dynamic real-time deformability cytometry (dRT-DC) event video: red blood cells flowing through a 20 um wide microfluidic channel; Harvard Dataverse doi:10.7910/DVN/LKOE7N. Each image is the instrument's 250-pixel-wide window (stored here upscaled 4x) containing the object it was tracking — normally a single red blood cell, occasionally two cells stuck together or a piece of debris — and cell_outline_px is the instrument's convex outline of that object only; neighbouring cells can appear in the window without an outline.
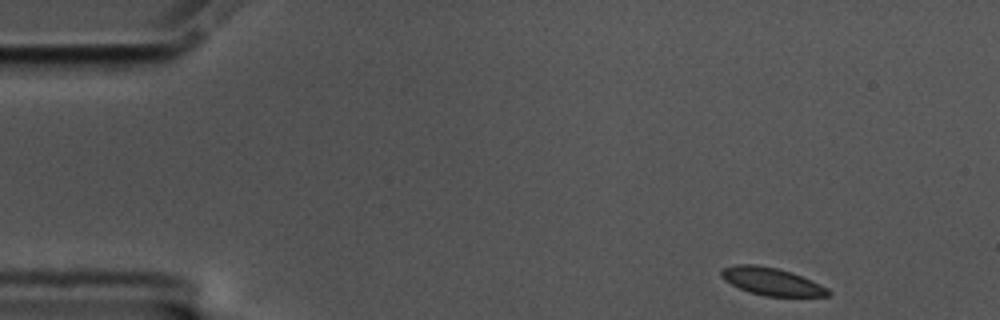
{"species": "common noctule bat (a hibernating species)", "species_latin": "Nyctalus noctula", "temperature_condition": "cold", "stored_images_in_passage": 53, "camera_frame_rate_fps": 3000, "um_per_image_px": 0.085, "animal": {"sex": "male", "body_mass_g": 17.5, "forearm_length_mm": 52.3}, "frame": {"image": 1, "passage_image": 1, "time_ms": 0.0, "image_size_px": [1000, 320], "cell_outline_px": [[832, 296], [764, 296], [748, 292], [724, 280], [720, 276], [720, 268], [736, 264], [756, 264], [776, 268], [792, 272], [812, 280], [828, 288], [832, 292]], "centroid_in_image_um": [65.59, 23.92], "position_along_channel_um": 19.4, "area_um2": 17.4}}
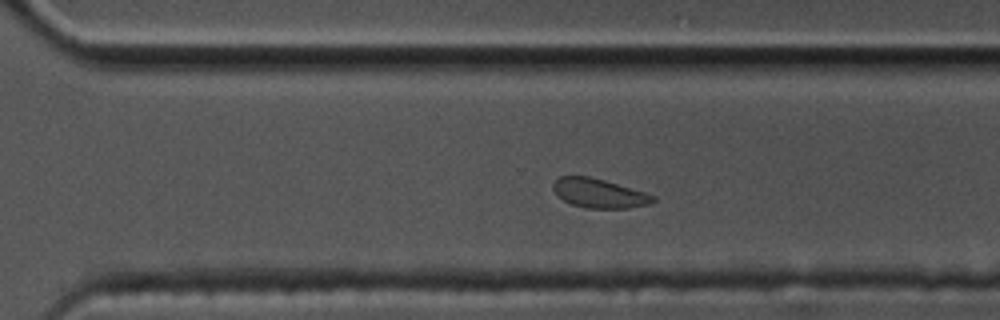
{"frame": {"image": 2, "passage_image": 35, "time_ms": 11.333, "image_size_px": [1000, 320], "cell_outline_px": [[656, 200], [652, 204], [628, 208], [584, 208], [572, 204], [556, 196], [552, 188], [552, 184], [560, 176], [588, 176], [604, 180], [644, 192], [656, 196]], "centroid_in_image_um": [50.92, 16.44], "position_along_channel_um": 319.7, "area_um2": 17.05}}
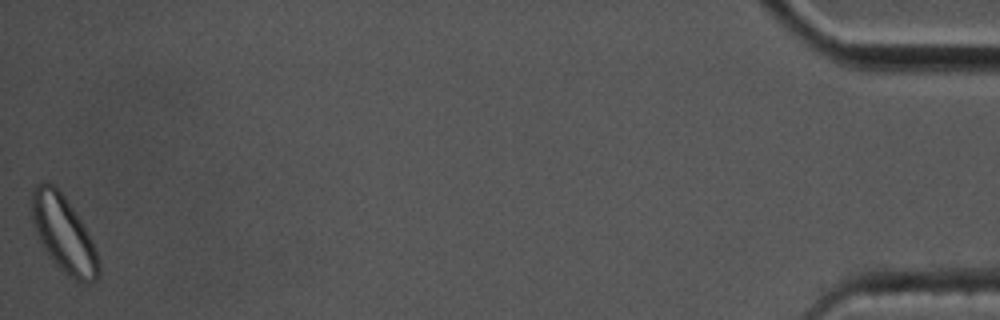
{"frame": {"image": 3, "passage_image": 53, "time_ms": 17.333, "image_size_px": [1000, 320], "cell_outline_px": [[100, 276], [96, 280], [84, 284], [76, 280], [56, 264], [44, 248], [40, 240], [32, 220], [28, 204], [32, 188], [36, 184], [44, 180], [52, 184], [64, 196], [88, 232], [96, 252], [100, 264]], "centroid_in_image_um": [5.37, 19.84], "position_along_channel_um": 429.8, "area_um2": 29.65}, "authors_computed_cell_mechanics": {"area_um2": 17.8602, "velocity_mm_per_s": 3.4407, "shape_relaxation_time_tau1_ms": 3.9874, "shape_relaxation_time_tau2_ms": 4.9951, "deformation_change_tau1": 0.0479, "deformation_change_tau2": 0.0742}}